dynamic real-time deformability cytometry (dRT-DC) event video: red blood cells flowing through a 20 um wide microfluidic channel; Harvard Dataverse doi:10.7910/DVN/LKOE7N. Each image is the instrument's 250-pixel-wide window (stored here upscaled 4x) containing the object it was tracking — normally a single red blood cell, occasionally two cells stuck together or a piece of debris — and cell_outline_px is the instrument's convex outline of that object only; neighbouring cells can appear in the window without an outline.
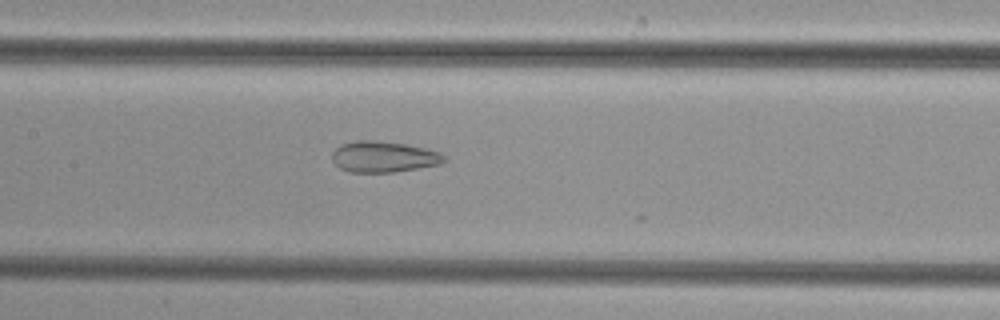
{"species": "common noctule bat (a hibernating species)", "species_latin": "Nyctalus noctula", "temperature_condition": "cold", "stored_images_in_passage": 24, "camera_frame_rate_fps": 3000, "um_per_image_px": 0.085, "animal": {"sex": "female", "body_mass_g": 29.2, "forearm_length_mm": 56.3}, "frame": {"image": 1, "passage_image": 23, "time_ms": 7.333, "image_size_px": [1000, 320], "cell_outline_px": [[444, 160], [440, 164], [392, 172], [352, 172], [340, 168], [332, 160], [332, 152], [340, 144], [356, 140], [372, 140], [408, 144], [440, 152], [444, 156]], "centroid_in_image_um": [32.57, 13.31], "position_along_channel_um": 174.8, "area_um2": 20.11}}